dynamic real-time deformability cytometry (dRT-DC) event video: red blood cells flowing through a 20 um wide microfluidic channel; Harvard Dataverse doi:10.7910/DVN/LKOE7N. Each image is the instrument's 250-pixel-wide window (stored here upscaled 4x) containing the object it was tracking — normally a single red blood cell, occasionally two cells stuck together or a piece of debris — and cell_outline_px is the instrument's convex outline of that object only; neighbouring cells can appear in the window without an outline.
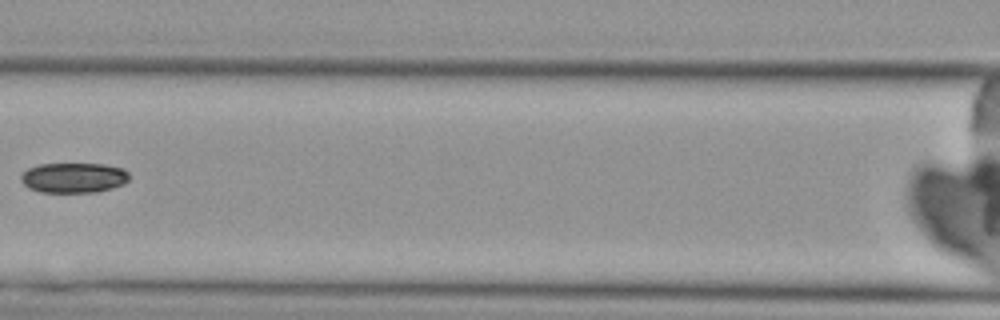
{"species": "Egyptian fruit bat (a non-hibernating species)", "species_latin": "Rousettus aegyptiacus", "temperature_condition": "cold", "stored_images_in_passage": 5, "camera_frame_rate_fps": 3000, "um_per_image_px": 0.085, "animal": {"sex": "female"}, "frame": {"image": 1, "passage_image": 4, "time_ms": 3.667, "image_size_px": [1000, 320], "cell_outline_px": [[128, 180], [124, 184], [112, 188], [96, 192], [40, 192], [28, 188], [20, 180], [20, 176], [28, 168], [40, 164], [104, 164], [124, 168], [128, 172]], "centroid_in_image_um": [6.26, 15.1], "position_along_channel_um": 160.3, "area_um2": 19.07}}
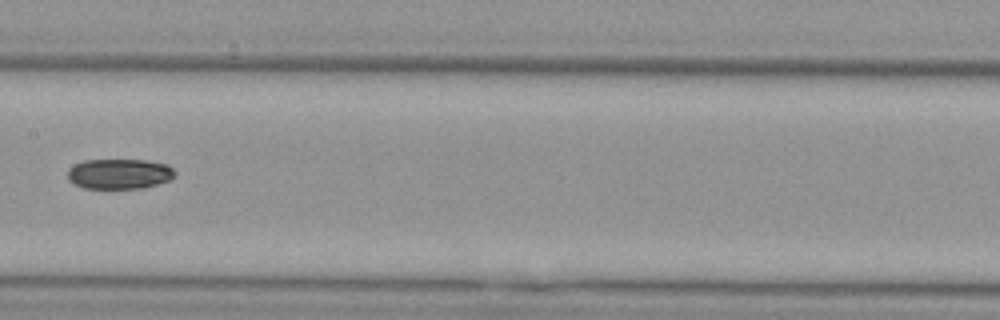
{"frame": {"image": 2, "passage_image": 5, "time_ms": 4.667, "image_size_px": [1000, 320], "cell_outline_px": [[176, 176], [168, 180], [144, 188], [84, 188], [68, 180], [68, 168], [84, 160], [148, 160], [168, 164], [176, 172]], "centroid_in_image_um": [10.17, 14.77], "position_along_channel_um": 197.2, "area_um2": 18.9}}